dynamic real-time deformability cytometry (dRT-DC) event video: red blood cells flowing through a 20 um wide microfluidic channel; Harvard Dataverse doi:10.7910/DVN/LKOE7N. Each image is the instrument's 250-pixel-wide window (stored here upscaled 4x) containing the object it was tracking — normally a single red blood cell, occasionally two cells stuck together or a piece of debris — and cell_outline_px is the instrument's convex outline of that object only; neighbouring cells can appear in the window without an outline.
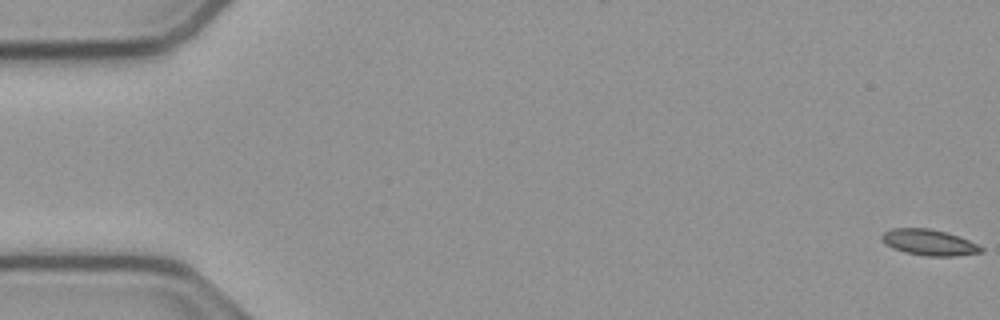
{"species": "common noctule bat (a hibernating species)", "species_latin": "Nyctalus noctula", "temperature_condition": "cold", "stored_images_in_passage": 16, "camera_frame_rate_fps": 3000, "um_per_image_px": 0.085, "animal": {"sex": "male", "body_mass_g": 23.1, "forearm_length_mm": 52.7}, "frame": {"image": 1, "passage_image": 1, "time_ms": 0.0, "image_size_px": [1000, 320], "cell_outline_px": [[984, 252], [956, 256], [928, 256], [904, 252], [892, 248], [884, 244], [880, 240], [880, 236], [884, 232], [892, 228], [928, 228], [948, 232], [960, 236], [984, 248]], "centroid_in_image_um": [78.95, 20.6], "position_along_channel_um": 6.0, "area_um2": 15.26}}
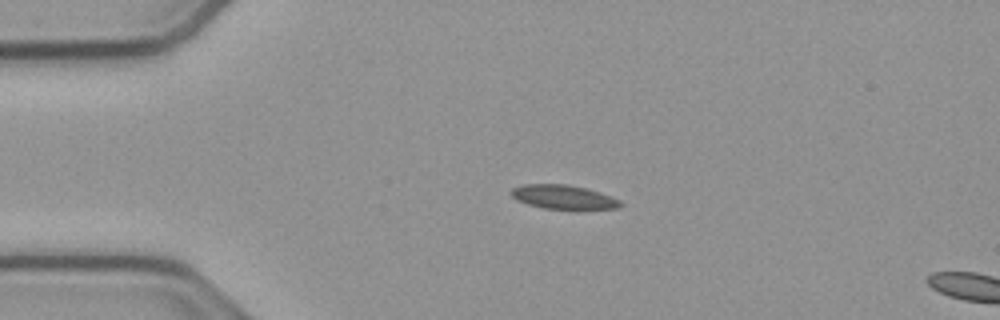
{"frame": {"image": 2, "passage_image": 13, "time_ms": 4.0, "image_size_px": [1000, 320], "cell_outline_px": [[624, 204], [620, 208], [544, 208], [528, 204], [516, 200], [508, 192], [512, 188], [520, 184], [568, 184], [588, 188], [600, 192], [620, 200]], "centroid_in_image_um": [47.85, 16.72], "position_along_channel_um": 37.1, "area_um2": 15.26}}